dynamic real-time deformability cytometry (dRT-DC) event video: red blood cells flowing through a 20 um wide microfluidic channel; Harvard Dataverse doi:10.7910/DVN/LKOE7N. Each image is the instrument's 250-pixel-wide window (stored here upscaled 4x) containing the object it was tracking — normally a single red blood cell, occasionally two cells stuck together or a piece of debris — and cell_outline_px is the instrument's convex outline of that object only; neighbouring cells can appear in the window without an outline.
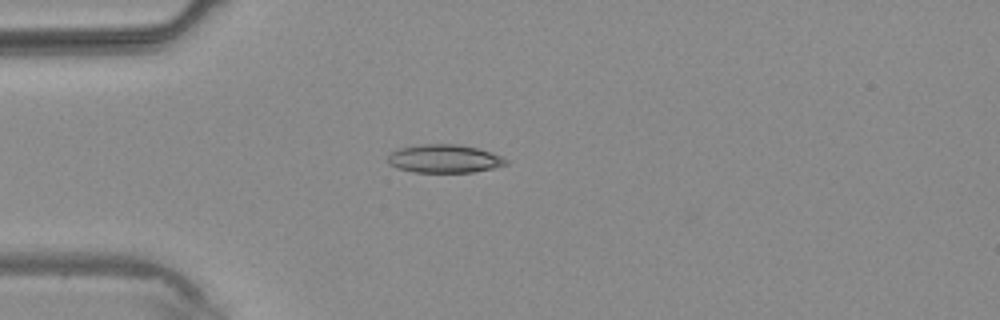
{"species": "common noctule bat (a hibernating species)", "species_latin": "Nyctalus noctula", "temperature_condition": "warm", "stored_images_in_passage": 2, "camera_frame_rate_fps": 3000, "um_per_image_px": 0.085, "animal": {"sex": "male", "body_mass_g": 20.4}, "frame": {"image": 1, "passage_image": 2, "time_ms": 1.333, "image_size_px": [1000, 320], "cell_outline_px": [[508, 164], [492, 168], [472, 172], [412, 172], [396, 168], [388, 164], [388, 156], [392, 152], [400, 148], [420, 144], [460, 144], [476, 148], [500, 156], [508, 160]], "centroid_in_image_um": [37.73, 13.49], "position_along_channel_um": 47.3, "area_um2": 19.36}}